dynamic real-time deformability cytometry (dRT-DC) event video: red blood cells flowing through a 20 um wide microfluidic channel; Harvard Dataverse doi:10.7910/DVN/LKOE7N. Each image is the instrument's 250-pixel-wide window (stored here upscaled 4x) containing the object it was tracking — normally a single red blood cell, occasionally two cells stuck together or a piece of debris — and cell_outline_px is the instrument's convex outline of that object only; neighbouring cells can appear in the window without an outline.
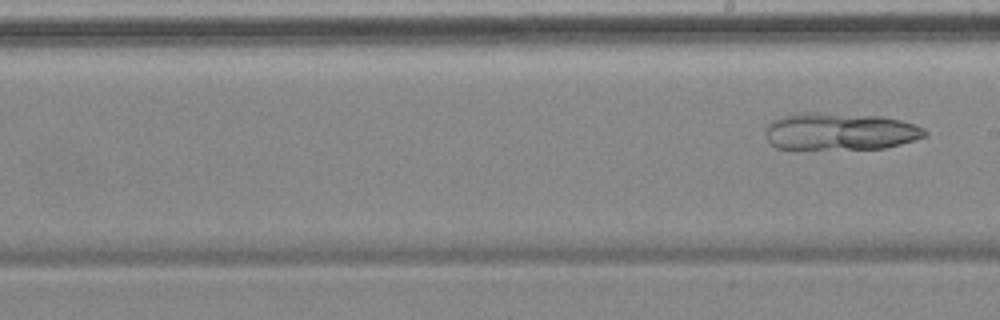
{"species": "common noctule bat (a hibernating species)", "species_latin": "Nyctalus noctula", "temperature_condition": "cold", "stored_images_in_passage": 6, "camera_frame_rate_fps": 3000, "um_per_image_px": 0.085, "animal": {"sex": "female", "body_mass_g": 18.4}, "frame": {"image": 1, "passage_image": 6, "time_ms": 6.333, "image_size_px": [1000, 320], "cell_outline_px": [[928, 132], [924, 136], [916, 140], [884, 148], [776, 148], [768, 140], [764, 132], [768, 124], [772, 120], [784, 116], [808, 112], [812, 112], [880, 116], [900, 120], [916, 124], [924, 128]], "centroid_in_image_um": [71.42, 11.16], "position_along_channel_um": 217.6, "area_um2": 34.22}}